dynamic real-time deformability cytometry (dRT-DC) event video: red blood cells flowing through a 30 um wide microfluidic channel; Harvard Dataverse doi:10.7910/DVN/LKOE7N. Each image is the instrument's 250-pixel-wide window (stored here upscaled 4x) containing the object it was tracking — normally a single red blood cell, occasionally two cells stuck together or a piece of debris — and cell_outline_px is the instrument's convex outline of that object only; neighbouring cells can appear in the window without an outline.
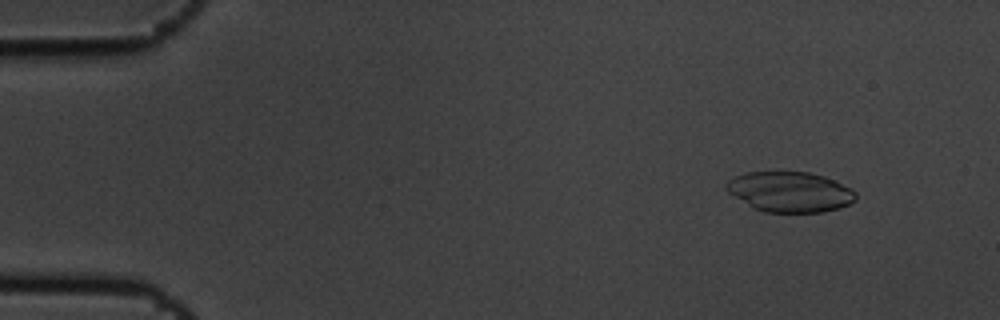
{"species": "common noctule bat (a hibernating species)", "species_latin": "Nyctalus noctula", "temperature_condition": "cold", "stored_images_in_passage": 4, "camera_frame_rate_fps": 3000, "um_per_image_px": 0.085, "animal": {"sex": "male", "body_mass_g": 19.5, "forearm_length_mm": 54.6}, "frame": {"image": 1, "passage_image": 2, "time_ms": 0.333, "image_size_px": [1000, 320], "cell_outline_px": [[856, 200], [840, 208], [824, 212], [764, 212], [748, 204], [728, 192], [724, 188], [724, 184], [728, 180], [736, 176], [748, 172], [808, 172], [824, 176], [852, 188], [856, 192]], "centroid_in_image_um": [67.16, 16.3], "position_along_channel_um": 17.8, "area_um2": 30.29}}